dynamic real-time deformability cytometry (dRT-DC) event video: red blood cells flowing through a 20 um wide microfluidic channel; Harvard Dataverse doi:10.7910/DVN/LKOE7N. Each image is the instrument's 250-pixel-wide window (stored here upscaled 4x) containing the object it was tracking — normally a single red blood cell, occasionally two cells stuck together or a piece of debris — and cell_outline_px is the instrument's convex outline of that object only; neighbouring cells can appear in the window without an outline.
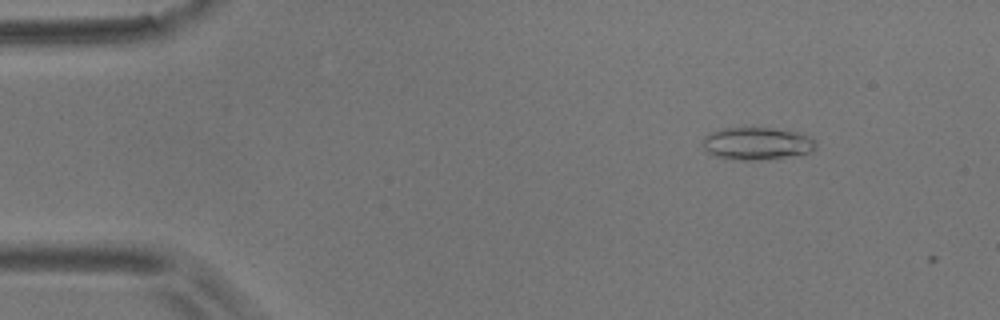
{"species": "common noctule bat (a hibernating species)", "species_latin": "Nyctalus noctula", "temperature_condition": "room temperature", "stored_images_in_passage": 2, "camera_frame_rate_fps": 3000, "um_per_image_px": 0.085, "animal": {"sex": "male", "body_mass_g": 17.9}, "frame": {"image": 1, "passage_image": 1, "time_ms": 0.0, "image_size_px": [1000, 320], "cell_outline_px": [[816, 148], [812, 152], [760, 160], [736, 160], [712, 156], [704, 148], [704, 136], [708, 132], [724, 128], [772, 128], [800, 132], [816, 140]], "centroid_in_image_um": [64.33, 12.2], "position_along_channel_um": 20.7, "area_um2": 21.56}}